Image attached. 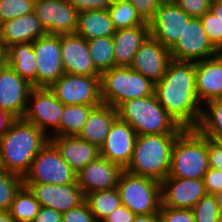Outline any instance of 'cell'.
<instances>
[{"instance_id": "obj_40", "label": "cell", "mask_w": 222, "mask_h": 222, "mask_svg": "<svg viewBox=\"0 0 222 222\" xmlns=\"http://www.w3.org/2000/svg\"><path fill=\"white\" fill-rule=\"evenodd\" d=\"M62 222H97V220L86 201H84L82 204L63 213Z\"/></svg>"}, {"instance_id": "obj_23", "label": "cell", "mask_w": 222, "mask_h": 222, "mask_svg": "<svg viewBox=\"0 0 222 222\" xmlns=\"http://www.w3.org/2000/svg\"><path fill=\"white\" fill-rule=\"evenodd\" d=\"M49 140L57 148L61 157L77 173L100 156V148L97 145L78 136H51Z\"/></svg>"}, {"instance_id": "obj_25", "label": "cell", "mask_w": 222, "mask_h": 222, "mask_svg": "<svg viewBox=\"0 0 222 222\" xmlns=\"http://www.w3.org/2000/svg\"><path fill=\"white\" fill-rule=\"evenodd\" d=\"M149 35L148 22L116 30L113 35L115 66H130L138 49Z\"/></svg>"}, {"instance_id": "obj_39", "label": "cell", "mask_w": 222, "mask_h": 222, "mask_svg": "<svg viewBox=\"0 0 222 222\" xmlns=\"http://www.w3.org/2000/svg\"><path fill=\"white\" fill-rule=\"evenodd\" d=\"M160 222H196L192 210L161 207Z\"/></svg>"}, {"instance_id": "obj_35", "label": "cell", "mask_w": 222, "mask_h": 222, "mask_svg": "<svg viewBox=\"0 0 222 222\" xmlns=\"http://www.w3.org/2000/svg\"><path fill=\"white\" fill-rule=\"evenodd\" d=\"M22 186L21 176L0 169V211H9L16 193Z\"/></svg>"}, {"instance_id": "obj_47", "label": "cell", "mask_w": 222, "mask_h": 222, "mask_svg": "<svg viewBox=\"0 0 222 222\" xmlns=\"http://www.w3.org/2000/svg\"><path fill=\"white\" fill-rule=\"evenodd\" d=\"M33 222H62V213L41 206Z\"/></svg>"}, {"instance_id": "obj_16", "label": "cell", "mask_w": 222, "mask_h": 222, "mask_svg": "<svg viewBox=\"0 0 222 222\" xmlns=\"http://www.w3.org/2000/svg\"><path fill=\"white\" fill-rule=\"evenodd\" d=\"M160 185L161 207L191 210L207 194L203 179L166 177Z\"/></svg>"}, {"instance_id": "obj_49", "label": "cell", "mask_w": 222, "mask_h": 222, "mask_svg": "<svg viewBox=\"0 0 222 222\" xmlns=\"http://www.w3.org/2000/svg\"><path fill=\"white\" fill-rule=\"evenodd\" d=\"M133 222H160L159 214L136 215Z\"/></svg>"}, {"instance_id": "obj_28", "label": "cell", "mask_w": 222, "mask_h": 222, "mask_svg": "<svg viewBox=\"0 0 222 222\" xmlns=\"http://www.w3.org/2000/svg\"><path fill=\"white\" fill-rule=\"evenodd\" d=\"M7 64L32 87H36L37 62L32 43H20L6 49Z\"/></svg>"}, {"instance_id": "obj_18", "label": "cell", "mask_w": 222, "mask_h": 222, "mask_svg": "<svg viewBox=\"0 0 222 222\" xmlns=\"http://www.w3.org/2000/svg\"><path fill=\"white\" fill-rule=\"evenodd\" d=\"M171 61L170 51L149 35L138 49L129 67L156 83L165 75Z\"/></svg>"}, {"instance_id": "obj_55", "label": "cell", "mask_w": 222, "mask_h": 222, "mask_svg": "<svg viewBox=\"0 0 222 222\" xmlns=\"http://www.w3.org/2000/svg\"><path fill=\"white\" fill-rule=\"evenodd\" d=\"M211 3L217 2V1H222V0H210Z\"/></svg>"}, {"instance_id": "obj_29", "label": "cell", "mask_w": 222, "mask_h": 222, "mask_svg": "<svg viewBox=\"0 0 222 222\" xmlns=\"http://www.w3.org/2000/svg\"><path fill=\"white\" fill-rule=\"evenodd\" d=\"M196 129L209 139L222 142V98L211 100L202 106Z\"/></svg>"}, {"instance_id": "obj_52", "label": "cell", "mask_w": 222, "mask_h": 222, "mask_svg": "<svg viewBox=\"0 0 222 222\" xmlns=\"http://www.w3.org/2000/svg\"><path fill=\"white\" fill-rule=\"evenodd\" d=\"M0 222H16L9 211H0Z\"/></svg>"}, {"instance_id": "obj_42", "label": "cell", "mask_w": 222, "mask_h": 222, "mask_svg": "<svg viewBox=\"0 0 222 222\" xmlns=\"http://www.w3.org/2000/svg\"><path fill=\"white\" fill-rule=\"evenodd\" d=\"M128 2L132 4L145 22H149L163 0H128Z\"/></svg>"}, {"instance_id": "obj_45", "label": "cell", "mask_w": 222, "mask_h": 222, "mask_svg": "<svg viewBox=\"0 0 222 222\" xmlns=\"http://www.w3.org/2000/svg\"><path fill=\"white\" fill-rule=\"evenodd\" d=\"M68 2L72 4L78 12L107 9L109 7L108 0H68Z\"/></svg>"}, {"instance_id": "obj_41", "label": "cell", "mask_w": 222, "mask_h": 222, "mask_svg": "<svg viewBox=\"0 0 222 222\" xmlns=\"http://www.w3.org/2000/svg\"><path fill=\"white\" fill-rule=\"evenodd\" d=\"M188 15L200 18L210 10V0H173Z\"/></svg>"}, {"instance_id": "obj_21", "label": "cell", "mask_w": 222, "mask_h": 222, "mask_svg": "<svg viewBox=\"0 0 222 222\" xmlns=\"http://www.w3.org/2000/svg\"><path fill=\"white\" fill-rule=\"evenodd\" d=\"M124 169L99 156L77 173V184L86 195L90 192L117 188Z\"/></svg>"}, {"instance_id": "obj_12", "label": "cell", "mask_w": 222, "mask_h": 222, "mask_svg": "<svg viewBox=\"0 0 222 222\" xmlns=\"http://www.w3.org/2000/svg\"><path fill=\"white\" fill-rule=\"evenodd\" d=\"M192 18L174 1H163L148 22L150 35L170 50L182 36L185 25Z\"/></svg>"}, {"instance_id": "obj_54", "label": "cell", "mask_w": 222, "mask_h": 222, "mask_svg": "<svg viewBox=\"0 0 222 222\" xmlns=\"http://www.w3.org/2000/svg\"><path fill=\"white\" fill-rule=\"evenodd\" d=\"M109 1V5H113L116 3H122V2H128V0H108Z\"/></svg>"}, {"instance_id": "obj_20", "label": "cell", "mask_w": 222, "mask_h": 222, "mask_svg": "<svg viewBox=\"0 0 222 222\" xmlns=\"http://www.w3.org/2000/svg\"><path fill=\"white\" fill-rule=\"evenodd\" d=\"M61 60L65 73L72 75L100 76L95 68L87 40L77 33L61 34Z\"/></svg>"}, {"instance_id": "obj_5", "label": "cell", "mask_w": 222, "mask_h": 222, "mask_svg": "<svg viewBox=\"0 0 222 222\" xmlns=\"http://www.w3.org/2000/svg\"><path fill=\"white\" fill-rule=\"evenodd\" d=\"M208 169L207 137L196 128H184L173 145L167 177L203 179Z\"/></svg>"}, {"instance_id": "obj_43", "label": "cell", "mask_w": 222, "mask_h": 222, "mask_svg": "<svg viewBox=\"0 0 222 222\" xmlns=\"http://www.w3.org/2000/svg\"><path fill=\"white\" fill-rule=\"evenodd\" d=\"M207 194L215 195L222 190V171L209 168L203 176Z\"/></svg>"}, {"instance_id": "obj_53", "label": "cell", "mask_w": 222, "mask_h": 222, "mask_svg": "<svg viewBox=\"0 0 222 222\" xmlns=\"http://www.w3.org/2000/svg\"><path fill=\"white\" fill-rule=\"evenodd\" d=\"M214 196L216 198V202L219 206L220 214L222 216V190L220 192L216 193Z\"/></svg>"}, {"instance_id": "obj_37", "label": "cell", "mask_w": 222, "mask_h": 222, "mask_svg": "<svg viewBox=\"0 0 222 222\" xmlns=\"http://www.w3.org/2000/svg\"><path fill=\"white\" fill-rule=\"evenodd\" d=\"M35 1L36 0H2L0 2V24L34 12Z\"/></svg>"}, {"instance_id": "obj_4", "label": "cell", "mask_w": 222, "mask_h": 222, "mask_svg": "<svg viewBox=\"0 0 222 222\" xmlns=\"http://www.w3.org/2000/svg\"><path fill=\"white\" fill-rule=\"evenodd\" d=\"M118 118L128 123L139 135L180 133L184 128L160 105L155 95L121 103Z\"/></svg>"}, {"instance_id": "obj_9", "label": "cell", "mask_w": 222, "mask_h": 222, "mask_svg": "<svg viewBox=\"0 0 222 222\" xmlns=\"http://www.w3.org/2000/svg\"><path fill=\"white\" fill-rule=\"evenodd\" d=\"M64 106L49 88L32 87L23 119L34 124L49 138L59 136V121Z\"/></svg>"}, {"instance_id": "obj_7", "label": "cell", "mask_w": 222, "mask_h": 222, "mask_svg": "<svg viewBox=\"0 0 222 222\" xmlns=\"http://www.w3.org/2000/svg\"><path fill=\"white\" fill-rule=\"evenodd\" d=\"M117 190L121 204L135 215L159 214L161 208L159 181L124 170L120 176Z\"/></svg>"}, {"instance_id": "obj_6", "label": "cell", "mask_w": 222, "mask_h": 222, "mask_svg": "<svg viewBox=\"0 0 222 222\" xmlns=\"http://www.w3.org/2000/svg\"><path fill=\"white\" fill-rule=\"evenodd\" d=\"M103 104L117 108L121 103L154 94L155 83L129 66H115L100 75Z\"/></svg>"}, {"instance_id": "obj_32", "label": "cell", "mask_w": 222, "mask_h": 222, "mask_svg": "<svg viewBox=\"0 0 222 222\" xmlns=\"http://www.w3.org/2000/svg\"><path fill=\"white\" fill-rule=\"evenodd\" d=\"M40 208L34 194L23 185L16 193L9 212L16 222H33Z\"/></svg>"}, {"instance_id": "obj_44", "label": "cell", "mask_w": 222, "mask_h": 222, "mask_svg": "<svg viewBox=\"0 0 222 222\" xmlns=\"http://www.w3.org/2000/svg\"><path fill=\"white\" fill-rule=\"evenodd\" d=\"M207 152L209 168L222 171V142L207 137Z\"/></svg>"}, {"instance_id": "obj_15", "label": "cell", "mask_w": 222, "mask_h": 222, "mask_svg": "<svg viewBox=\"0 0 222 222\" xmlns=\"http://www.w3.org/2000/svg\"><path fill=\"white\" fill-rule=\"evenodd\" d=\"M32 86L7 63L0 67V109L16 119H23Z\"/></svg>"}, {"instance_id": "obj_17", "label": "cell", "mask_w": 222, "mask_h": 222, "mask_svg": "<svg viewBox=\"0 0 222 222\" xmlns=\"http://www.w3.org/2000/svg\"><path fill=\"white\" fill-rule=\"evenodd\" d=\"M34 194L42 207L65 213L85 201V194L78 184L54 185L45 183H23Z\"/></svg>"}, {"instance_id": "obj_48", "label": "cell", "mask_w": 222, "mask_h": 222, "mask_svg": "<svg viewBox=\"0 0 222 222\" xmlns=\"http://www.w3.org/2000/svg\"><path fill=\"white\" fill-rule=\"evenodd\" d=\"M16 120L12 115L0 109V136L9 130L12 123Z\"/></svg>"}, {"instance_id": "obj_2", "label": "cell", "mask_w": 222, "mask_h": 222, "mask_svg": "<svg viewBox=\"0 0 222 222\" xmlns=\"http://www.w3.org/2000/svg\"><path fill=\"white\" fill-rule=\"evenodd\" d=\"M48 140L49 137L34 124L16 119L9 130L0 136L1 167L23 178Z\"/></svg>"}, {"instance_id": "obj_14", "label": "cell", "mask_w": 222, "mask_h": 222, "mask_svg": "<svg viewBox=\"0 0 222 222\" xmlns=\"http://www.w3.org/2000/svg\"><path fill=\"white\" fill-rule=\"evenodd\" d=\"M34 13L47 34L76 33L79 12L68 0H36Z\"/></svg>"}, {"instance_id": "obj_34", "label": "cell", "mask_w": 222, "mask_h": 222, "mask_svg": "<svg viewBox=\"0 0 222 222\" xmlns=\"http://www.w3.org/2000/svg\"><path fill=\"white\" fill-rule=\"evenodd\" d=\"M107 9L116 30L132 28L145 23L130 2L109 5Z\"/></svg>"}, {"instance_id": "obj_36", "label": "cell", "mask_w": 222, "mask_h": 222, "mask_svg": "<svg viewBox=\"0 0 222 222\" xmlns=\"http://www.w3.org/2000/svg\"><path fill=\"white\" fill-rule=\"evenodd\" d=\"M191 210L196 222H222L219 206L212 194L204 195Z\"/></svg>"}, {"instance_id": "obj_13", "label": "cell", "mask_w": 222, "mask_h": 222, "mask_svg": "<svg viewBox=\"0 0 222 222\" xmlns=\"http://www.w3.org/2000/svg\"><path fill=\"white\" fill-rule=\"evenodd\" d=\"M37 62L36 87L49 88L65 71L61 60L60 35L46 34L32 43Z\"/></svg>"}, {"instance_id": "obj_33", "label": "cell", "mask_w": 222, "mask_h": 222, "mask_svg": "<svg viewBox=\"0 0 222 222\" xmlns=\"http://www.w3.org/2000/svg\"><path fill=\"white\" fill-rule=\"evenodd\" d=\"M89 52L95 68L100 72L115 67L113 36L87 40Z\"/></svg>"}, {"instance_id": "obj_26", "label": "cell", "mask_w": 222, "mask_h": 222, "mask_svg": "<svg viewBox=\"0 0 222 222\" xmlns=\"http://www.w3.org/2000/svg\"><path fill=\"white\" fill-rule=\"evenodd\" d=\"M117 118L116 108L102 103L92 109L77 136L100 148Z\"/></svg>"}, {"instance_id": "obj_38", "label": "cell", "mask_w": 222, "mask_h": 222, "mask_svg": "<svg viewBox=\"0 0 222 222\" xmlns=\"http://www.w3.org/2000/svg\"><path fill=\"white\" fill-rule=\"evenodd\" d=\"M200 19L211 44L220 52L222 50V22L210 10Z\"/></svg>"}, {"instance_id": "obj_8", "label": "cell", "mask_w": 222, "mask_h": 222, "mask_svg": "<svg viewBox=\"0 0 222 222\" xmlns=\"http://www.w3.org/2000/svg\"><path fill=\"white\" fill-rule=\"evenodd\" d=\"M22 180L23 183L77 184V172L68 165L54 144L48 140L31 162Z\"/></svg>"}, {"instance_id": "obj_22", "label": "cell", "mask_w": 222, "mask_h": 222, "mask_svg": "<svg viewBox=\"0 0 222 222\" xmlns=\"http://www.w3.org/2000/svg\"><path fill=\"white\" fill-rule=\"evenodd\" d=\"M196 95L201 105L222 98V55L195 62Z\"/></svg>"}, {"instance_id": "obj_10", "label": "cell", "mask_w": 222, "mask_h": 222, "mask_svg": "<svg viewBox=\"0 0 222 222\" xmlns=\"http://www.w3.org/2000/svg\"><path fill=\"white\" fill-rule=\"evenodd\" d=\"M49 89L64 105H100V76L64 73Z\"/></svg>"}, {"instance_id": "obj_1", "label": "cell", "mask_w": 222, "mask_h": 222, "mask_svg": "<svg viewBox=\"0 0 222 222\" xmlns=\"http://www.w3.org/2000/svg\"><path fill=\"white\" fill-rule=\"evenodd\" d=\"M154 93L160 105L183 128H196L202 106L196 95L195 62L172 60Z\"/></svg>"}, {"instance_id": "obj_27", "label": "cell", "mask_w": 222, "mask_h": 222, "mask_svg": "<svg viewBox=\"0 0 222 222\" xmlns=\"http://www.w3.org/2000/svg\"><path fill=\"white\" fill-rule=\"evenodd\" d=\"M115 31L108 9L86 10L78 13L76 33L86 40L113 36Z\"/></svg>"}, {"instance_id": "obj_31", "label": "cell", "mask_w": 222, "mask_h": 222, "mask_svg": "<svg viewBox=\"0 0 222 222\" xmlns=\"http://www.w3.org/2000/svg\"><path fill=\"white\" fill-rule=\"evenodd\" d=\"M96 106L99 105H65L59 121V136H77Z\"/></svg>"}, {"instance_id": "obj_19", "label": "cell", "mask_w": 222, "mask_h": 222, "mask_svg": "<svg viewBox=\"0 0 222 222\" xmlns=\"http://www.w3.org/2000/svg\"><path fill=\"white\" fill-rule=\"evenodd\" d=\"M136 138L134 129L117 118L100 147V156L125 170L131 162Z\"/></svg>"}, {"instance_id": "obj_51", "label": "cell", "mask_w": 222, "mask_h": 222, "mask_svg": "<svg viewBox=\"0 0 222 222\" xmlns=\"http://www.w3.org/2000/svg\"><path fill=\"white\" fill-rule=\"evenodd\" d=\"M6 63H7L6 47L0 41V67L4 66Z\"/></svg>"}, {"instance_id": "obj_30", "label": "cell", "mask_w": 222, "mask_h": 222, "mask_svg": "<svg viewBox=\"0 0 222 222\" xmlns=\"http://www.w3.org/2000/svg\"><path fill=\"white\" fill-rule=\"evenodd\" d=\"M85 201L97 221H104L122 205L117 188L87 193Z\"/></svg>"}, {"instance_id": "obj_24", "label": "cell", "mask_w": 222, "mask_h": 222, "mask_svg": "<svg viewBox=\"0 0 222 222\" xmlns=\"http://www.w3.org/2000/svg\"><path fill=\"white\" fill-rule=\"evenodd\" d=\"M47 34L34 12L0 24V41L6 49L14 44L33 43Z\"/></svg>"}, {"instance_id": "obj_3", "label": "cell", "mask_w": 222, "mask_h": 222, "mask_svg": "<svg viewBox=\"0 0 222 222\" xmlns=\"http://www.w3.org/2000/svg\"><path fill=\"white\" fill-rule=\"evenodd\" d=\"M179 133L137 136L127 172L164 180L170 171L172 148Z\"/></svg>"}, {"instance_id": "obj_50", "label": "cell", "mask_w": 222, "mask_h": 222, "mask_svg": "<svg viewBox=\"0 0 222 222\" xmlns=\"http://www.w3.org/2000/svg\"><path fill=\"white\" fill-rule=\"evenodd\" d=\"M210 11L222 22V1L211 3Z\"/></svg>"}, {"instance_id": "obj_46", "label": "cell", "mask_w": 222, "mask_h": 222, "mask_svg": "<svg viewBox=\"0 0 222 222\" xmlns=\"http://www.w3.org/2000/svg\"><path fill=\"white\" fill-rule=\"evenodd\" d=\"M135 214L124 205L114 210L104 221L105 222H133Z\"/></svg>"}, {"instance_id": "obj_11", "label": "cell", "mask_w": 222, "mask_h": 222, "mask_svg": "<svg viewBox=\"0 0 222 222\" xmlns=\"http://www.w3.org/2000/svg\"><path fill=\"white\" fill-rule=\"evenodd\" d=\"M169 51L172 60L186 62L209 59L219 53L206 35L201 19L196 17L185 25L182 36Z\"/></svg>"}]
</instances>
